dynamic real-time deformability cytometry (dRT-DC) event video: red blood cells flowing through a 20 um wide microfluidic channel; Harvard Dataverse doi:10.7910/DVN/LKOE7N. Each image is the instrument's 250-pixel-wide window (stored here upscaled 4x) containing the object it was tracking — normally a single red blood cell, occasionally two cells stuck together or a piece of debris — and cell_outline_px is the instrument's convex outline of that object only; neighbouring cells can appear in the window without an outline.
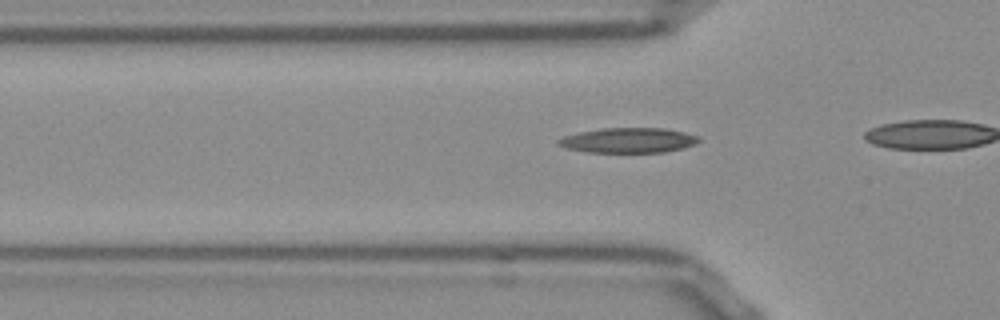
{"species": "Egyptian fruit bat (a non-hibernating species)", "species_latin": "Rousettus aegyptiacus", "temperature_condition": "room temperature", "stored_images_in_passage": 11, "camera_frame_rate_fps": 3000, "um_per_image_px": 0.085, "frame": {"image": 1, "passage_image": 8, "time_ms": 2.333, "image_size_px": [1000, 320], "cell_outline_px": [[700, 140], [696, 144], [684, 148], [664, 152], [588, 152], [564, 148], [556, 144], [556, 140], [564, 136], [580, 132], [600, 128], [664, 128], [684, 132], [696, 136]], "centroid_in_image_um": [53.38, 11.93], "position_along_channel_um": 72.4, "area_um2": 20.52}}